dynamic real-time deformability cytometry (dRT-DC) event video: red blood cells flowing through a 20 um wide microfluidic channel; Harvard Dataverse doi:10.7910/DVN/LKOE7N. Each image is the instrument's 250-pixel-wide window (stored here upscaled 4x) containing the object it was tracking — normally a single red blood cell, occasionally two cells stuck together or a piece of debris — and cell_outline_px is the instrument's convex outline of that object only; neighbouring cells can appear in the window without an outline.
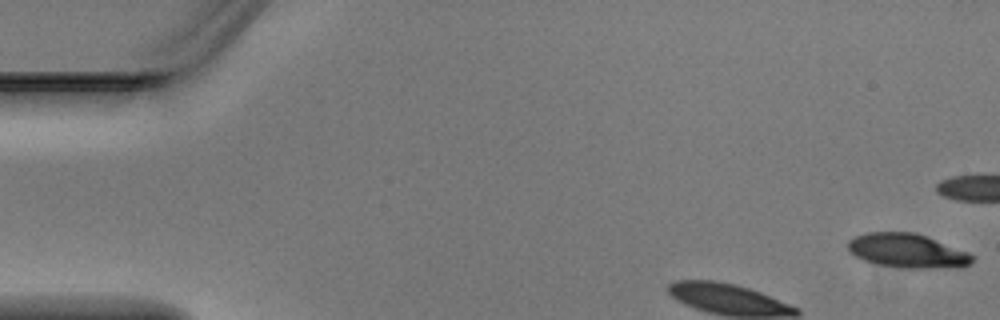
{"species": "Egyptian fruit bat (a non-hibernating species)", "species_latin": "Rousettus aegyptiacus", "temperature_condition": "warm", "stored_images_in_passage": 4, "camera_frame_rate_fps": 3000, "um_per_image_px": 0.085, "animal": {"sex": "male"}, "frame": {"image": 1, "passage_image": 1, "time_ms": 0.0, "image_size_px": [1000, 320], "cell_outline_px": [[972, 260], [968, 264], [960, 268], [904, 268], [876, 264], [864, 260], [848, 252], [848, 240], [856, 236], [868, 232], [916, 232], [928, 236], [968, 252], [972, 256]], "centroid_in_image_um": [77.12, 21.31], "position_along_channel_um": 7.9, "area_um2": 24.85}}